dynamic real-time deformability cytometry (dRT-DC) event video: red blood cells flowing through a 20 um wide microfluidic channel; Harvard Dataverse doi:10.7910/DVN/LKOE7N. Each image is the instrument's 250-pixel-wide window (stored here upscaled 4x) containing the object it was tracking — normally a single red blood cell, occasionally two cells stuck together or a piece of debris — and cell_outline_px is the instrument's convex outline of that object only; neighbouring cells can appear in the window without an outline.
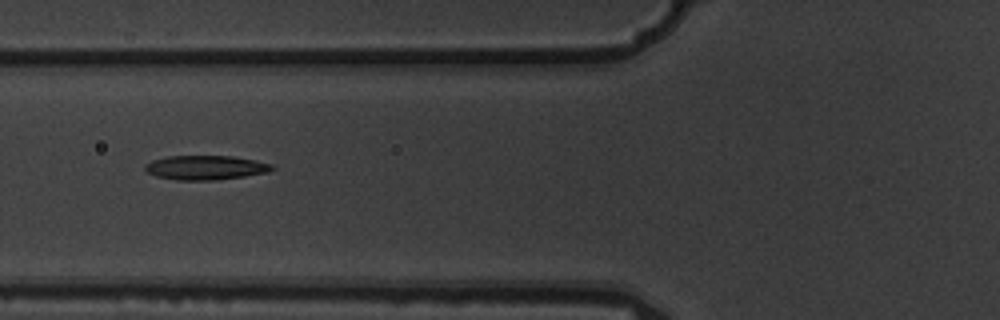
{"species": "common noctule bat (a hibernating species)", "species_latin": "Nyctalus noctula", "temperature_condition": "warm", "stored_images_in_passage": 10, "camera_frame_rate_fps": 3000, "um_per_image_px": 0.085, "animal": {"sex": "male", "body_mass_g": 19.5, "forearm_length_mm": 54.6}, "frame": {"image": 1, "passage_image": 6, "time_ms": 1.667, "image_size_px": [1000, 320], "cell_outline_px": [[276, 168], [268, 172], [244, 176], [216, 180], [176, 180], [156, 176], [148, 172], [144, 168], [144, 164], [152, 160], [168, 156], [232, 156], [256, 160], [272, 164]], "centroid_in_image_um": [17.48, 14.24], "position_along_channel_um": 108.3, "area_um2": 18.03}}
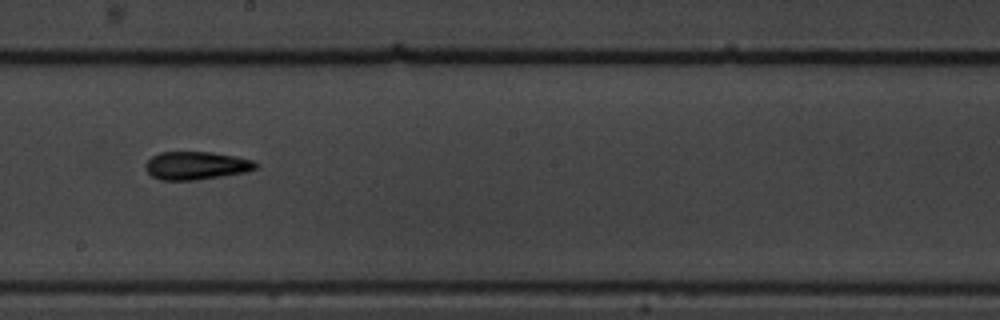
{"frame": {"image": 2, "passage_image": 9, "time_ms": 2.667, "image_size_px": [1000, 320], "cell_outline_px": [[260, 164], [256, 168], [244, 172], [196, 180], [160, 180], [152, 176], [144, 168], [144, 164], [152, 156], [160, 152], [212, 152], [236, 156], [252, 160]], "centroid_in_image_um": [16.65, 14.07], "position_along_channel_um": 231.5, "area_um2": 18.03}}
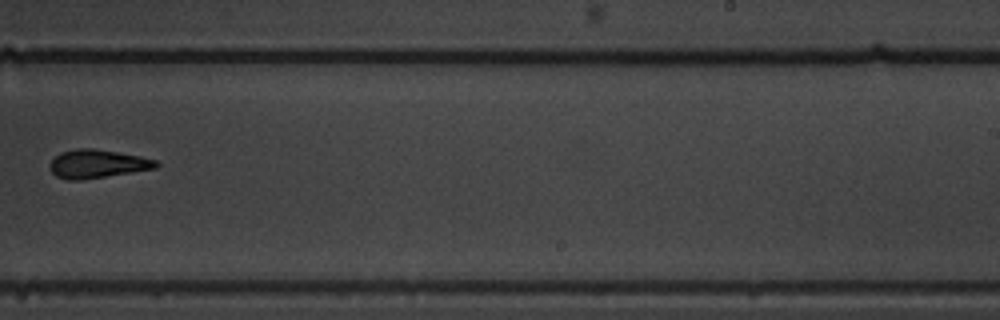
{"frame": {"image": 3, "passage_image": 10, "time_ms": 3.0, "image_size_px": [1000, 320], "cell_outline_px": [[160, 164], [156, 168], [80, 180], [68, 180], [56, 176], [48, 168], [48, 164], [60, 152], [76, 148], [92, 148], [140, 156], [156, 160]], "centroid_in_image_um": [8.23, 13.92], "position_along_channel_um": 280.8, "area_um2": 17.51}}